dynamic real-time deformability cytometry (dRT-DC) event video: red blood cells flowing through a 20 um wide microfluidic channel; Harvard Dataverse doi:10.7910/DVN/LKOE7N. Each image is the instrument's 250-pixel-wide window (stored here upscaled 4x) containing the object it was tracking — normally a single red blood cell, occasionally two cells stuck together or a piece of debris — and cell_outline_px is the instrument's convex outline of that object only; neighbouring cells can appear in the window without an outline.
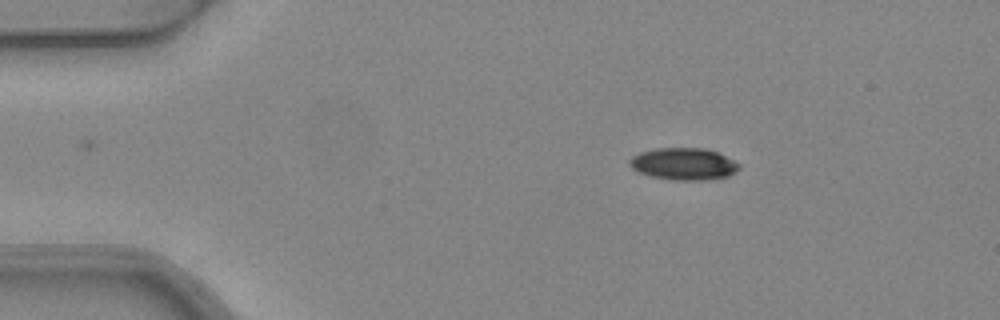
{"species": "common noctule bat (a hibernating species)", "species_latin": "Nyctalus noctula", "temperature_condition": "warm", "stored_images_in_passage": 3, "camera_frame_rate_fps": 3000, "um_per_image_px": 0.085, "animal": {"sex": "female", "body_mass_g": 24.6, "forearm_length_mm": 56.2}, "frame": {"image": 1, "passage_image": 3, "time_ms": 0.667, "image_size_px": [1000, 320], "cell_outline_px": [[740, 168], [736, 172], [728, 176], [704, 180], [672, 180], [652, 176], [640, 172], [632, 168], [628, 164], [628, 160], [632, 156], [640, 152], [656, 148], [704, 148], [716, 152], [740, 164]], "centroid_in_image_um": [58.09, 13.93], "position_along_channel_um": 26.9, "area_um2": 20.35}}